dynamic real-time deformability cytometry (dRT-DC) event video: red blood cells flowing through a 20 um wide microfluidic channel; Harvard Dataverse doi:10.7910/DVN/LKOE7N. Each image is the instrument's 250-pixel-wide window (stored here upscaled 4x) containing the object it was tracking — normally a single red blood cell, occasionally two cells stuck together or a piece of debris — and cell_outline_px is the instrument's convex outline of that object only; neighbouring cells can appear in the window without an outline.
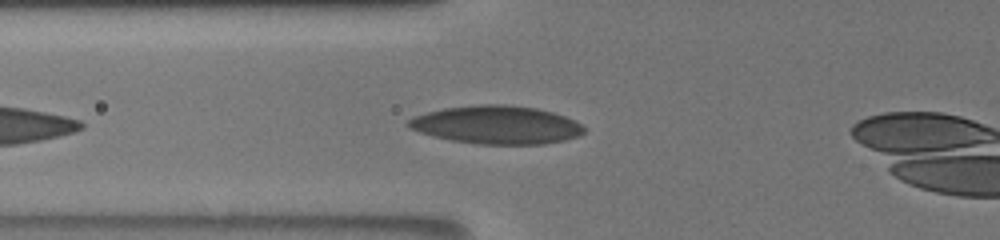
{"species": "human", "species_latin": "Homo sapiens", "temperature_condition": "room temperature", "stored_images_in_passage": 4, "camera_frame_rate_fps": 3000, "um_per_image_px": 0.085, "donor": {"sex": "male"}, "frame": {"image": 1, "passage_image": 3, "time_ms": 1.333, "image_size_px": [1000, 240], "cell_outline_px": [[584, 132], [580, 136], [564, 140], [544, 144], [480, 144], [452, 140], [420, 132], [408, 128], [404, 124], [412, 116], [444, 108], [476, 104], [508, 104], [536, 108], [552, 112], [564, 116], [580, 124], [584, 128]], "centroid_in_image_um": [42.18, 10.6], "position_along_channel_um": 83.6, "area_um2": 39.07}}